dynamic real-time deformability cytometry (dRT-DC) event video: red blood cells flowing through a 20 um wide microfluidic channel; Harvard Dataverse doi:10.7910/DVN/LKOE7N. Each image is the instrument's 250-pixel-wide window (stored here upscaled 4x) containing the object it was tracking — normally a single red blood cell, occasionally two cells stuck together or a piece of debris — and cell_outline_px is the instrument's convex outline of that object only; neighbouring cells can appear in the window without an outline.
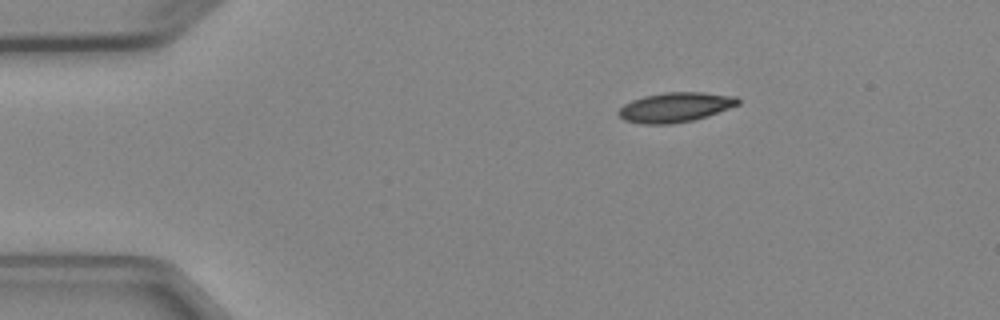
{"species": "Egyptian fruit bat (a non-hibernating species)", "species_latin": "Rousettus aegyptiacus", "temperature_condition": "cold", "stored_images_in_passage": 5, "segment_of_instrument_passage": [2, 2], "camera_frame_rate_fps": 3000, "um_per_image_px": 0.085, "animal": {"sex": "female"}, "frame": {"image": 1, "passage_image": 5, "time_ms": 5.667, "image_size_px": [1000, 320], "cell_outline_px": [[740, 104], [708, 116], [692, 120], [672, 124], [640, 124], [624, 120], [616, 112], [624, 104], [632, 100], [644, 96], [664, 92], [704, 92], [736, 96], [740, 100]], "centroid_in_image_um": [57.4, 9.11], "position_along_channel_um": 27.6, "area_um2": 20.81}}